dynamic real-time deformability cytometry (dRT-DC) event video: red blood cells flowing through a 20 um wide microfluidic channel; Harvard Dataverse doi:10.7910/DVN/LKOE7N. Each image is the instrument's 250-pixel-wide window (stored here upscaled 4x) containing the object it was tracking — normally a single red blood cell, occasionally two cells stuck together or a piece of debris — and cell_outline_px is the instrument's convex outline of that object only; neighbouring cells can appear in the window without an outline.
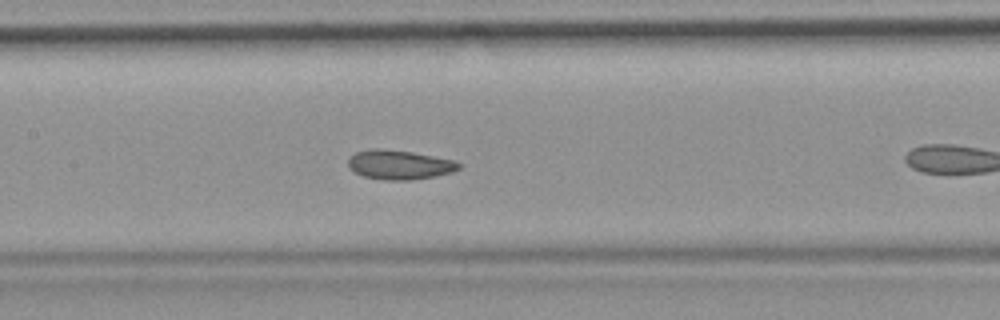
{"species": "common noctule bat (a hibernating species)", "species_latin": "Nyctalus noctula", "temperature_condition": "room temperature", "stored_images_in_passage": 29, "camera_frame_rate_fps": 3000, "um_per_image_px": 0.085, "animal": {"sex": "female", "body_mass_g": 19.9}, "frame": {"image": 1, "passage_image": 13, "time_ms": 4.0, "image_size_px": [1000, 320], "cell_outline_px": [[460, 168], [452, 172], [432, 176], [408, 180], [384, 180], [364, 176], [348, 168], [348, 160], [356, 152], [372, 148], [380, 148], [412, 152], [456, 160], [460, 164]], "centroid_in_image_um": [33.94, 13.99], "position_along_channel_um": 173.5, "area_um2": 18.79}, "authors_computed_cell_mechanics": {"area_um2": 18.785, "velocity_mm_per_s": 3.732, "shape_relaxation_time_tau1_ms": 11.1774, "shape_relaxation_time_tau2_ms": 1.063, "deformation_change_tau1": 0.1049, "deformation_change_tau2": 0.067}}